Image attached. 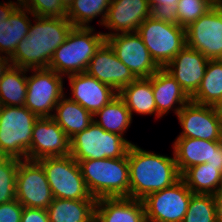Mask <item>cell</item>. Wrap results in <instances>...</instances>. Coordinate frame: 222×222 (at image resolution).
I'll return each mask as SVG.
<instances>
[{
    "instance_id": "obj_25",
    "label": "cell",
    "mask_w": 222,
    "mask_h": 222,
    "mask_svg": "<svg viewBox=\"0 0 222 222\" xmlns=\"http://www.w3.org/2000/svg\"><path fill=\"white\" fill-rule=\"evenodd\" d=\"M128 110L137 115H155L157 119V106L154 99L151 77L138 78L118 92Z\"/></svg>"
},
{
    "instance_id": "obj_29",
    "label": "cell",
    "mask_w": 222,
    "mask_h": 222,
    "mask_svg": "<svg viewBox=\"0 0 222 222\" xmlns=\"http://www.w3.org/2000/svg\"><path fill=\"white\" fill-rule=\"evenodd\" d=\"M28 69L10 66L0 79V106H24Z\"/></svg>"
},
{
    "instance_id": "obj_27",
    "label": "cell",
    "mask_w": 222,
    "mask_h": 222,
    "mask_svg": "<svg viewBox=\"0 0 222 222\" xmlns=\"http://www.w3.org/2000/svg\"><path fill=\"white\" fill-rule=\"evenodd\" d=\"M93 118L94 122L105 131L116 133L123 137L133 122V116H131L124 101L118 95L101 110L97 111Z\"/></svg>"
},
{
    "instance_id": "obj_34",
    "label": "cell",
    "mask_w": 222,
    "mask_h": 222,
    "mask_svg": "<svg viewBox=\"0 0 222 222\" xmlns=\"http://www.w3.org/2000/svg\"><path fill=\"white\" fill-rule=\"evenodd\" d=\"M176 12L178 24L184 28L214 7V0H179Z\"/></svg>"
},
{
    "instance_id": "obj_33",
    "label": "cell",
    "mask_w": 222,
    "mask_h": 222,
    "mask_svg": "<svg viewBox=\"0 0 222 222\" xmlns=\"http://www.w3.org/2000/svg\"><path fill=\"white\" fill-rule=\"evenodd\" d=\"M20 159L3 157L0 160V204L16 199V178Z\"/></svg>"
},
{
    "instance_id": "obj_21",
    "label": "cell",
    "mask_w": 222,
    "mask_h": 222,
    "mask_svg": "<svg viewBox=\"0 0 222 222\" xmlns=\"http://www.w3.org/2000/svg\"><path fill=\"white\" fill-rule=\"evenodd\" d=\"M97 222H145V208L142 200L130 197L101 198L96 201Z\"/></svg>"
},
{
    "instance_id": "obj_37",
    "label": "cell",
    "mask_w": 222,
    "mask_h": 222,
    "mask_svg": "<svg viewBox=\"0 0 222 222\" xmlns=\"http://www.w3.org/2000/svg\"><path fill=\"white\" fill-rule=\"evenodd\" d=\"M23 209L16 199L0 204V222H21Z\"/></svg>"
},
{
    "instance_id": "obj_11",
    "label": "cell",
    "mask_w": 222,
    "mask_h": 222,
    "mask_svg": "<svg viewBox=\"0 0 222 222\" xmlns=\"http://www.w3.org/2000/svg\"><path fill=\"white\" fill-rule=\"evenodd\" d=\"M53 199L42 165L37 160H20L16 178V200L23 207L47 209Z\"/></svg>"
},
{
    "instance_id": "obj_31",
    "label": "cell",
    "mask_w": 222,
    "mask_h": 222,
    "mask_svg": "<svg viewBox=\"0 0 222 222\" xmlns=\"http://www.w3.org/2000/svg\"><path fill=\"white\" fill-rule=\"evenodd\" d=\"M111 0H72L71 5L66 10V18L74 27H91L93 19L98 20L103 25L107 10Z\"/></svg>"
},
{
    "instance_id": "obj_12",
    "label": "cell",
    "mask_w": 222,
    "mask_h": 222,
    "mask_svg": "<svg viewBox=\"0 0 222 222\" xmlns=\"http://www.w3.org/2000/svg\"><path fill=\"white\" fill-rule=\"evenodd\" d=\"M176 117L182 127L176 138L222 141V115L217 107L190 100Z\"/></svg>"
},
{
    "instance_id": "obj_26",
    "label": "cell",
    "mask_w": 222,
    "mask_h": 222,
    "mask_svg": "<svg viewBox=\"0 0 222 222\" xmlns=\"http://www.w3.org/2000/svg\"><path fill=\"white\" fill-rule=\"evenodd\" d=\"M96 201L54 198L46 209L49 222H92Z\"/></svg>"
},
{
    "instance_id": "obj_44",
    "label": "cell",
    "mask_w": 222,
    "mask_h": 222,
    "mask_svg": "<svg viewBox=\"0 0 222 222\" xmlns=\"http://www.w3.org/2000/svg\"><path fill=\"white\" fill-rule=\"evenodd\" d=\"M214 6L217 9L222 10V0H214Z\"/></svg>"
},
{
    "instance_id": "obj_6",
    "label": "cell",
    "mask_w": 222,
    "mask_h": 222,
    "mask_svg": "<svg viewBox=\"0 0 222 222\" xmlns=\"http://www.w3.org/2000/svg\"><path fill=\"white\" fill-rule=\"evenodd\" d=\"M125 137L105 131L94 121L70 139V155L77 161L124 157L130 145Z\"/></svg>"
},
{
    "instance_id": "obj_7",
    "label": "cell",
    "mask_w": 222,
    "mask_h": 222,
    "mask_svg": "<svg viewBox=\"0 0 222 222\" xmlns=\"http://www.w3.org/2000/svg\"><path fill=\"white\" fill-rule=\"evenodd\" d=\"M43 167L54 198L97 200L89 193L79 163L71 156L44 157Z\"/></svg>"
},
{
    "instance_id": "obj_8",
    "label": "cell",
    "mask_w": 222,
    "mask_h": 222,
    "mask_svg": "<svg viewBox=\"0 0 222 222\" xmlns=\"http://www.w3.org/2000/svg\"><path fill=\"white\" fill-rule=\"evenodd\" d=\"M137 33L160 68H164L186 46V28L151 16L139 26Z\"/></svg>"
},
{
    "instance_id": "obj_42",
    "label": "cell",
    "mask_w": 222,
    "mask_h": 222,
    "mask_svg": "<svg viewBox=\"0 0 222 222\" xmlns=\"http://www.w3.org/2000/svg\"><path fill=\"white\" fill-rule=\"evenodd\" d=\"M11 62L10 58L4 55H0V79L3 74L10 68Z\"/></svg>"
},
{
    "instance_id": "obj_1",
    "label": "cell",
    "mask_w": 222,
    "mask_h": 222,
    "mask_svg": "<svg viewBox=\"0 0 222 222\" xmlns=\"http://www.w3.org/2000/svg\"><path fill=\"white\" fill-rule=\"evenodd\" d=\"M28 35L17 45L10 58L12 66L46 69L54 51L66 41L74 27L66 17L34 16Z\"/></svg>"
},
{
    "instance_id": "obj_4",
    "label": "cell",
    "mask_w": 222,
    "mask_h": 222,
    "mask_svg": "<svg viewBox=\"0 0 222 222\" xmlns=\"http://www.w3.org/2000/svg\"><path fill=\"white\" fill-rule=\"evenodd\" d=\"M106 41L103 32L91 27H73L66 41L53 53L48 69L65 78L85 72L96 51Z\"/></svg>"
},
{
    "instance_id": "obj_28",
    "label": "cell",
    "mask_w": 222,
    "mask_h": 222,
    "mask_svg": "<svg viewBox=\"0 0 222 222\" xmlns=\"http://www.w3.org/2000/svg\"><path fill=\"white\" fill-rule=\"evenodd\" d=\"M191 101L218 107L222 102V59L209 60L204 77Z\"/></svg>"
},
{
    "instance_id": "obj_16",
    "label": "cell",
    "mask_w": 222,
    "mask_h": 222,
    "mask_svg": "<svg viewBox=\"0 0 222 222\" xmlns=\"http://www.w3.org/2000/svg\"><path fill=\"white\" fill-rule=\"evenodd\" d=\"M151 16L148 0H111L103 27L109 32L105 38L119 33L137 32L139 26Z\"/></svg>"
},
{
    "instance_id": "obj_43",
    "label": "cell",
    "mask_w": 222,
    "mask_h": 222,
    "mask_svg": "<svg viewBox=\"0 0 222 222\" xmlns=\"http://www.w3.org/2000/svg\"><path fill=\"white\" fill-rule=\"evenodd\" d=\"M61 2V4L63 5V7L67 10L68 7L71 5L72 0H59Z\"/></svg>"
},
{
    "instance_id": "obj_19",
    "label": "cell",
    "mask_w": 222,
    "mask_h": 222,
    "mask_svg": "<svg viewBox=\"0 0 222 222\" xmlns=\"http://www.w3.org/2000/svg\"><path fill=\"white\" fill-rule=\"evenodd\" d=\"M67 78L72 94L68 97L93 115L118 95L110 85L98 81L86 72L68 75Z\"/></svg>"
},
{
    "instance_id": "obj_20",
    "label": "cell",
    "mask_w": 222,
    "mask_h": 222,
    "mask_svg": "<svg viewBox=\"0 0 222 222\" xmlns=\"http://www.w3.org/2000/svg\"><path fill=\"white\" fill-rule=\"evenodd\" d=\"M151 83L158 119L163 118L170 110L177 116L191 100L180 84L164 68H160L151 76Z\"/></svg>"
},
{
    "instance_id": "obj_36",
    "label": "cell",
    "mask_w": 222,
    "mask_h": 222,
    "mask_svg": "<svg viewBox=\"0 0 222 222\" xmlns=\"http://www.w3.org/2000/svg\"><path fill=\"white\" fill-rule=\"evenodd\" d=\"M151 6V17L166 23L179 25L176 12L179 0H148Z\"/></svg>"
},
{
    "instance_id": "obj_17",
    "label": "cell",
    "mask_w": 222,
    "mask_h": 222,
    "mask_svg": "<svg viewBox=\"0 0 222 222\" xmlns=\"http://www.w3.org/2000/svg\"><path fill=\"white\" fill-rule=\"evenodd\" d=\"M85 72L110 85L117 93L137 79L106 41L96 51Z\"/></svg>"
},
{
    "instance_id": "obj_40",
    "label": "cell",
    "mask_w": 222,
    "mask_h": 222,
    "mask_svg": "<svg viewBox=\"0 0 222 222\" xmlns=\"http://www.w3.org/2000/svg\"><path fill=\"white\" fill-rule=\"evenodd\" d=\"M206 163L222 172V141H217V149L213 150V156Z\"/></svg>"
},
{
    "instance_id": "obj_3",
    "label": "cell",
    "mask_w": 222,
    "mask_h": 222,
    "mask_svg": "<svg viewBox=\"0 0 222 222\" xmlns=\"http://www.w3.org/2000/svg\"><path fill=\"white\" fill-rule=\"evenodd\" d=\"M82 176L92 197H130V172L127 154L121 158L79 161Z\"/></svg>"
},
{
    "instance_id": "obj_22",
    "label": "cell",
    "mask_w": 222,
    "mask_h": 222,
    "mask_svg": "<svg viewBox=\"0 0 222 222\" xmlns=\"http://www.w3.org/2000/svg\"><path fill=\"white\" fill-rule=\"evenodd\" d=\"M172 149L178 171L182 175L188 168L210 160L213 150L217 149V141L176 138Z\"/></svg>"
},
{
    "instance_id": "obj_24",
    "label": "cell",
    "mask_w": 222,
    "mask_h": 222,
    "mask_svg": "<svg viewBox=\"0 0 222 222\" xmlns=\"http://www.w3.org/2000/svg\"><path fill=\"white\" fill-rule=\"evenodd\" d=\"M52 118L69 139L85 130L93 121V114L65 94L54 109Z\"/></svg>"
},
{
    "instance_id": "obj_39",
    "label": "cell",
    "mask_w": 222,
    "mask_h": 222,
    "mask_svg": "<svg viewBox=\"0 0 222 222\" xmlns=\"http://www.w3.org/2000/svg\"><path fill=\"white\" fill-rule=\"evenodd\" d=\"M21 4V0L12 1L8 0V2L0 1V26L2 23H5L6 20L9 19L11 13Z\"/></svg>"
},
{
    "instance_id": "obj_10",
    "label": "cell",
    "mask_w": 222,
    "mask_h": 222,
    "mask_svg": "<svg viewBox=\"0 0 222 222\" xmlns=\"http://www.w3.org/2000/svg\"><path fill=\"white\" fill-rule=\"evenodd\" d=\"M193 192L182 178L172 186L147 195L142 201L146 220L155 222H182Z\"/></svg>"
},
{
    "instance_id": "obj_18",
    "label": "cell",
    "mask_w": 222,
    "mask_h": 222,
    "mask_svg": "<svg viewBox=\"0 0 222 222\" xmlns=\"http://www.w3.org/2000/svg\"><path fill=\"white\" fill-rule=\"evenodd\" d=\"M208 59L187 45L164 67L191 98L204 77Z\"/></svg>"
},
{
    "instance_id": "obj_23",
    "label": "cell",
    "mask_w": 222,
    "mask_h": 222,
    "mask_svg": "<svg viewBox=\"0 0 222 222\" xmlns=\"http://www.w3.org/2000/svg\"><path fill=\"white\" fill-rule=\"evenodd\" d=\"M31 16V17H29ZM34 15L20 4L0 26V55L11 58L17 45L28 35Z\"/></svg>"
},
{
    "instance_id": "obj_5",
    "label": "cell",
    "mask_w": 222,
    "mask_h": 222,
    "mask_svg": "<svg viewBox=\"0 0 222 222\" xmlns=\"http://www.w3.org/2000/svg\"><path fill=\"white\" fill-rule=\"evenodd\" d=\"M38 118L25 106H0V154L3 157L27 159Z\"/></svg>"
},
{
    "instance_id": "obj_2",
    "label": "cell",
    "mask_w": 222,
    "mask_h": 222,
    "mask_svg": "<svg viewBox=\"0 0 222 222\" xmlns=\"http://www.w3.org/2000/svg\"><path fill=\"white\" fill-rule=\"evenodd\" d=\"M173 157L157 154L131 144L127 156L130 172V198L143 200L177 182L181 175Z\"/></svg>"
},
{
    "instance_id": "obj_15",
    "label": "cell",
    "mask_w": 222,
    "mask_h": 222,
    "mask_svg": "<svg viewBox=\"0 0 222 222\" xmlns=\"http://www.w3.org/2000/svg\"><path fill=\"white\" fill-rule=\"evenodd\" d=\"M70 155V139L52 117H39L32 130L27 159Z\"/></svg>"
},
{
    "instance_id": "obj_38",
    "label": "cell",
    "mask_w": 222,
    "mask_h": 222,
    "mask_svg": "<svg viewBox=\"0 0 222 222\" xmlns=\"http://www.w3.org/2000/svg\"><path fill=\"white\" fill-rule=\"evenodd\" d=\"M21 222H49L47 210L24 207Z\"/></svg>"
},
{
    "instance_id": "obj_30",
    "label": "cell",
    "mask_w": 222,
    "mask_h": 222,
    "mask_svg": "<svg viewBox=\"0 0 222 222\" xmlns=\"http://www.w3.org/2000/svg\"><path fill=\"white\" fill-rule=\"evenodd\" d=\"M181 178L195 194L214 195L222 187V172L207 163L188 168Z\"/></svg>"
},
{
    "instance_id": "obj_9",
    "label": "cell",
    "mask_w": 222,
    "mask_h": 222,
    "mask_svg": "<svg viewBox=\"0 0 222 222\" xmlns=\"http://www.w3.org/2000/svg\"><path fill=\"white\" fill-rule=\"evenodd\" d=\"M25 107L38 117H52L54 109L65 95L64 76L53 70L28 69ZM53 112V113H52Z\"/></svg>"
},
{
    "instance_id": "obj_41",
    "label": "cell",
    "mask_w": 222,
    "mask_h": 222,
    "mask_svg": "<svg viewBox=\"0 0 222 222\" xmlns=\"http://www.w3.org/2000/svg\"><path fill=\"white\" fill-rule=\"evenodd\" d=\"M216 200V208L218 221L222 222V187L214 194Z\"/></svg>"
},
{
    "instance_id": "obj_32",
    "label": "cell",
    "mask_w": 222,
    "mask_h": 222,
    "mask_svg": "<svg viewBox=\"0 0 222 222\" xmlns=\"http://www.w3.org/2000/svg\"><path fill=\"white\" fill-rule=\"evenodd\" d=\"M182 222H219L214 195L193 193Z\"/></svg>"
},
{
    "instance_id": "obj_14",
    "label": "cell",
    "mask_w": 222,
    "mask_h": 222,
    "mask_svg": "<svg viewBox=\"0 0 222 222\" xmlns=\"http://www.w3.org/2000/svg\"><path fill=\"white\" fill-rule=\"evenodd\" d=\"M106 42L137 79L149 78L160 69L137 32L114 34Z\"/></svg>"
},
{
    "instance_id": "obj_35",
    "label": "cell",
    "mask_w": 222,
    "mask_h": 222,
    "mask_svg": "<svg viewBox=\"0 0 222 222\" xmlns=\"http://www.w3.org/2000/svg\"><path fill=\"white\" fill-rule=\"evenodd\" d=\"M34 16L38 17H66V9L59 0H21Z\"/></svg>"
},
{
    "instance_id": "obj_13",
    "label": "cell",
    "mask_w": 222,
    "mask_h": 222,
    "mask_svg": "<svg viewBox=\"0 0 222 222\" xmlns=\"http://www.w3.org/2000/svg\"><path fill=\"white\" fill-rule=\"evenodd\" d=\"M186 45L208 60L222 59V10L214 6L186 27Z\"/></svg>"
},
{
    "instance_id": "obj_45",
    "label": "cell",
    "mask_w": 222,
    "mask_h": 222,
    "mask_svg": "<svg viewBox=\"0 0 222 222\" xmlns=\"http://www.w3.org/2000/svg\"><path fill=\"white\" fill-rule=\"evenodd\" d=\"M219 113L222 115V102L220 103V105L217 107Z\"/></svg>"
}]
</instances>
